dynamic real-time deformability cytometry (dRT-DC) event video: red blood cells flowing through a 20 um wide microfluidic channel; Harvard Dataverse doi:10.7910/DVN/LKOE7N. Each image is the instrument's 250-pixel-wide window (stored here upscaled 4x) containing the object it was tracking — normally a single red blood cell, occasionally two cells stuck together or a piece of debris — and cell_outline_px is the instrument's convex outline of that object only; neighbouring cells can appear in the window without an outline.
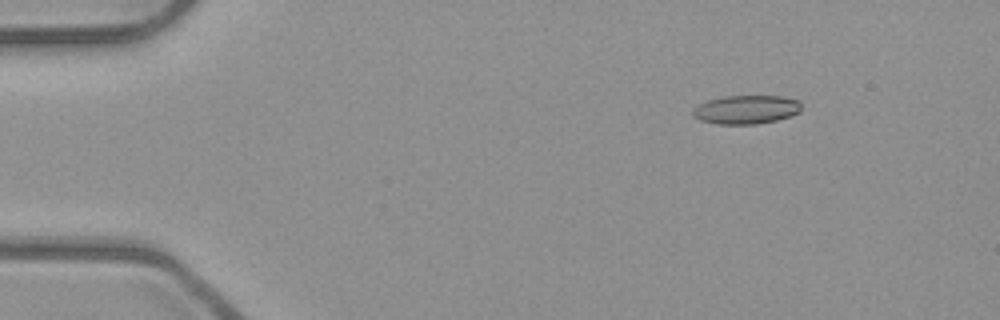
{"species": "common noctule bat (a hibernating species)", "species_latin": "Nyctalus noctula", "temperature_condition": "room temperature", "stored_images_in_passage": 7, "camera_frame_rate_fps": 3000, "um_per_image_px": 0.085, "animal": {"sex": "male", "body_mass_g": 23.1, "forearm_length_mm": 52.7}, "frame": {"image": 1, "passage_image": 1, "time_ms": 0.0, "image_size_px": [1000, 320], "cell_outline_px": [[800, 112], [776, 120], [756, 124], [716, 124], [700, 120], [692, 116], [692, 108], [708, 100], [724, 96], [784, 96], [800, 100]], "centroid_in_image_um": [63.41, 9.31], "position_along_channel_um": 21.6, "area_um2": 18.21}}
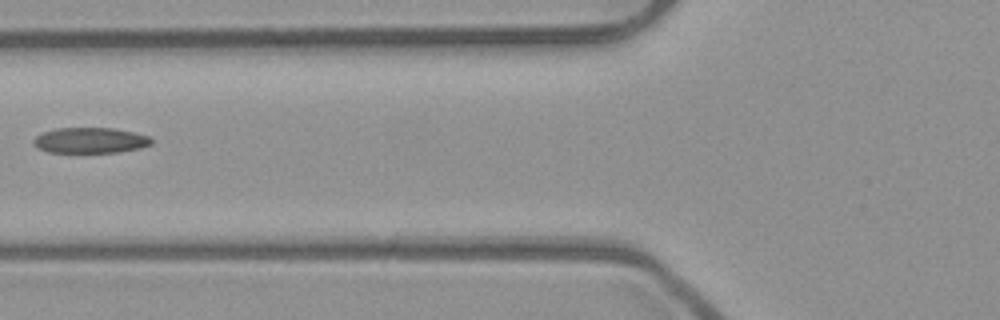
{"frame": {"image": 2, "passage_image": 5, "time_ms": 1.333, "image_size_px": [1000, 320], "cell_outline_px": [[152, 144], [140, 148], [116, 152], [48, 152], [40, 148], [32, 140], [36, 136], [44, 132], [56, 128], [112, 128], [132, 132], [148, 136], [152, 140]], "centroid_in_image_um": [7.68, 11.93], "position_along_channel_um": 118.1, "area_um2": 17.28}}
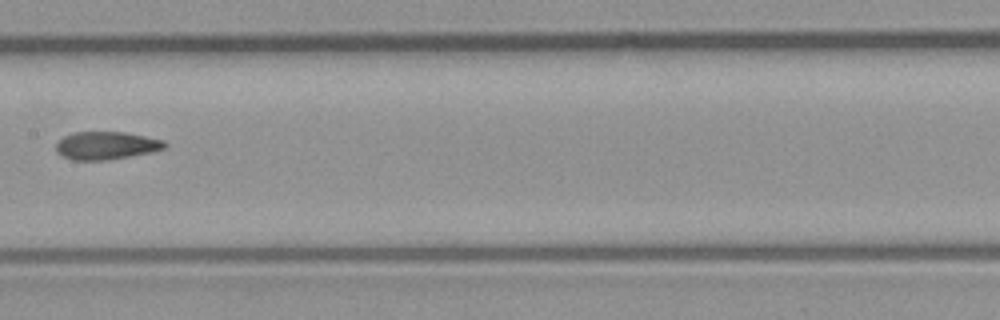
{"frame": {"image": 3, "passage_image": 7, "time_ms": 2.0, "image_size_px": [1000, 320], "cell_outline_px": [[168, 144], [164, 148], [152, 152], [104, 160], [72, 160], [56, 152], [56, 144], [64, 136], [72, 132], [124, 132], [164, 140]], "centroid_in_image_um": [9.02, 12.36], "position_along_channel_um": 198.4, "area_um2": 17.51}}